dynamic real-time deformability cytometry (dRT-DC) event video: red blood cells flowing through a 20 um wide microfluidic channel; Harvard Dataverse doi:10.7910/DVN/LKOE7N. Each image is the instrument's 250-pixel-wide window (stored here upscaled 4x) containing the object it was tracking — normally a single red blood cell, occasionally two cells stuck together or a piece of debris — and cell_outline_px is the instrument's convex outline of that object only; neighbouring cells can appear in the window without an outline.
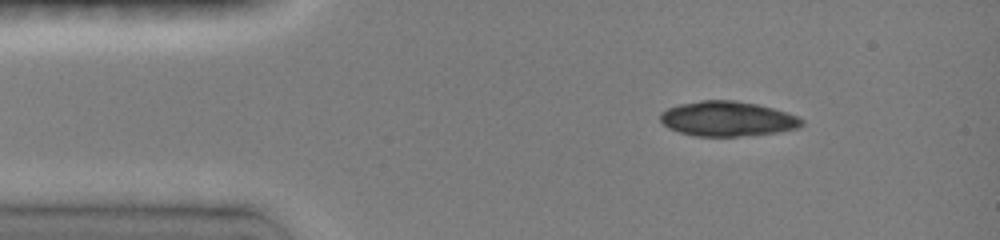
{"species": "common noctule bat (a hibernating species)", "species_latin": "Nyctalus noctula", "temperature_condition": "room temperature", "stored_images_in_passage": 5, "segment_of_instrument_passage": [2, 2], "camera_frame_rate_fps": 3000, "um_per_image_px": 0.085, "animal": {"sex": "female", "body_mass_g": 19.0, "forearm_length_mm": 51.5}, "frame": {"image": 1, "passage_image": 5, "time_ms": 3.667, "image_size_px": [1000, 240], "cell_outline_px": [[804, 124], [796, 128], [776, 132], [736, 136], [696, 136], [680, 132], [668, 128], [660, 120], [660, 112], [668, 108], [680, 104], [700, 100], [736, 100], [756, 104], [772, 108], [796, 116], [804, 120]], "centroid_in_image_um": [61.79, 10.09], "position_along_channel_um": 23.2, "area_um2": 28.5}}